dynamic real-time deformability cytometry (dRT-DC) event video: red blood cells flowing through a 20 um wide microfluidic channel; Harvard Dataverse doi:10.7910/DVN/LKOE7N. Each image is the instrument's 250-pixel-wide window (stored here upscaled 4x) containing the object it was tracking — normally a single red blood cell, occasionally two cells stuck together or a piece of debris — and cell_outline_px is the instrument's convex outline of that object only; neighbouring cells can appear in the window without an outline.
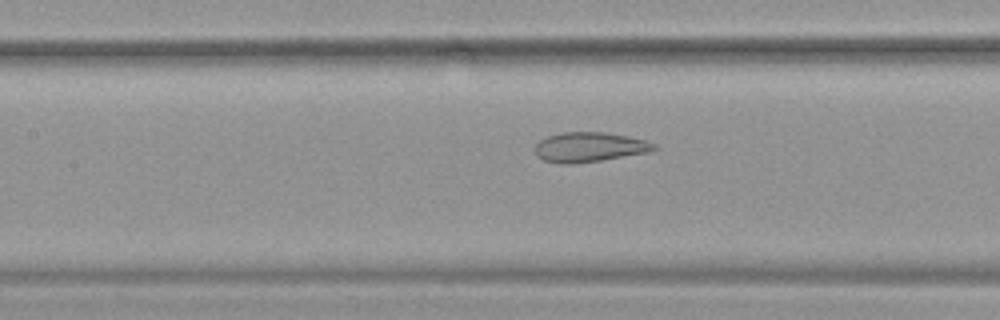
{"species": "common noctule bat (a hibernating species)", "species_latin": "Nyctalus noctula", "temperature_condition": "warm", "stored_images_in_passage": 39, "camera_frame_rate_fps": 3000, "um_per_image_px": 0.085, "animal": {"sex": "female", "body_mass_g": 19.9}, "frame": {"image": 1, "passage_image": 19, "time_ms": 6.0, "image_size_px": [1000, 320], "cell_outline_px": [[660, 148], [648, 152], [600, 160], [572, 164], [560, 164], [544, 160], [536, 156], [536, 144], [540, 140], [548, 136], [560, 132], [604, 132], [628, 136], [644, 140], [656, 144]], "centroid_in_image_um": [50.1, 12.5], "position_along_channel_um": 157.3, "area_um2": 20.58}}
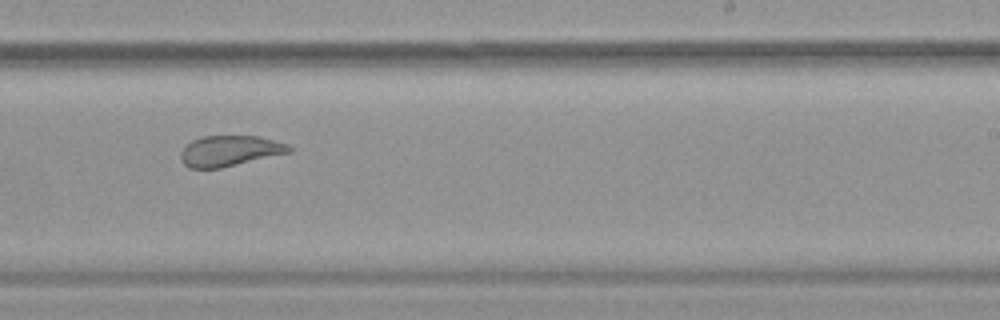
{"frame": {"image": 2, "passage_image": 28, "time_ms": 9.0, "image_size_px": [1000, 320], "cell_outline_px": [[292, 152], [220, 168], [188, 168], [180, 160], [180, 152], [192, 140], [204, 136], [260, 136], [288, 144], [292, 148]], "centroid_in_image_um": [19.53, 12.82], "position_along_channel_um": 269.5, "area_um2": 19.36}}
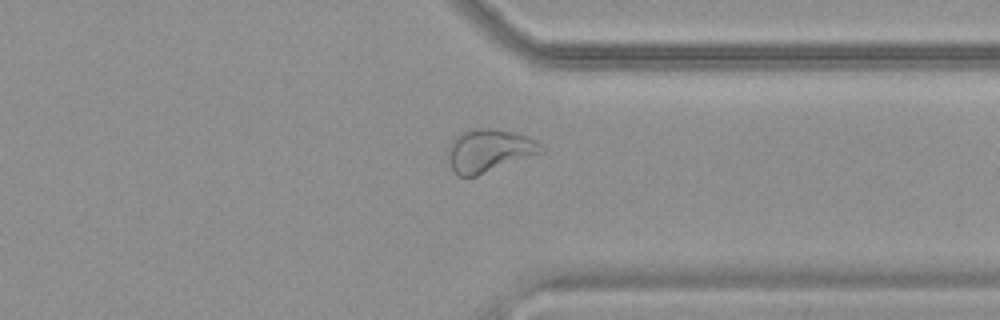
{"frame": {"image": 3, "passage_image": 36, "time_ms": 11.667, "image_size_px": [1000, 320], "cell_outline_px": [[544, 152], [476, 176], [460, 176], [452, 168], [448, 156], [452, 140], [456, 136], [464, 132], [476, 128], [488, 128], [512, 132], [528, 136], [536, 140], [544, 148]], "centroid_in_image_um": [41.61, 12.79], "position_along_channel_um": 369.8, "area_um2": 22.83}}